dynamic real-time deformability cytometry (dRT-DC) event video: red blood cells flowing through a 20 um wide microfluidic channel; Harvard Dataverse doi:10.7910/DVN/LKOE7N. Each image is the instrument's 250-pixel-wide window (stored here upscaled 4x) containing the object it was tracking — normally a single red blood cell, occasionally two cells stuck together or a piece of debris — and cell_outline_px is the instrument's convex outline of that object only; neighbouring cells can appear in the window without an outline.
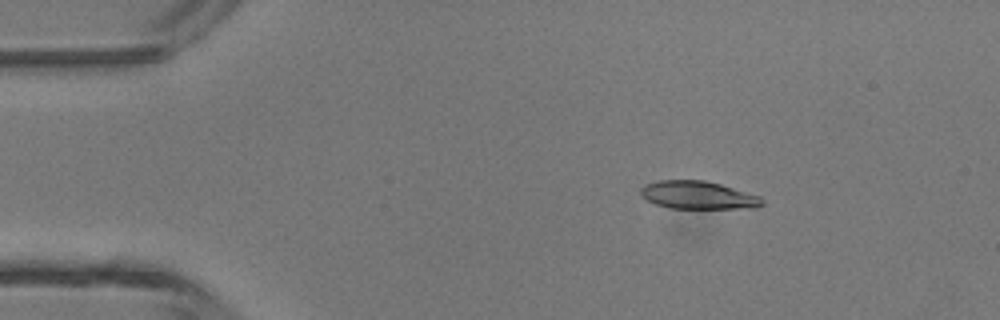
{"species": "common noctule bat (a hibernating species)", "species_latin": "Nyctalus noctula", "temperature_condition": "room temperature", "stored_images_in_passage": 6, "camera_frame_rate_fps": 3000, "um_per_image_px": 0.085, "animal": {"sex": "male", "body_mass_g": 13.3}, "frame": {"image": 1, "passage_image": 3, "time_ms": 0.667, "image_size_px": [1000, 320], "cell_outline_px": [[764, 204], [756, 208], [672, 208], [656, 204], [648, 200], [640, 192], [640, 188], [644, 184], [660, 180], [704, 180], [720, 184], [760, 196], [764, 200]], "centroid_in_image_um": [59.36, 16.58], "position_along_channel_um": 25.6, "area_um2": 19.65}}
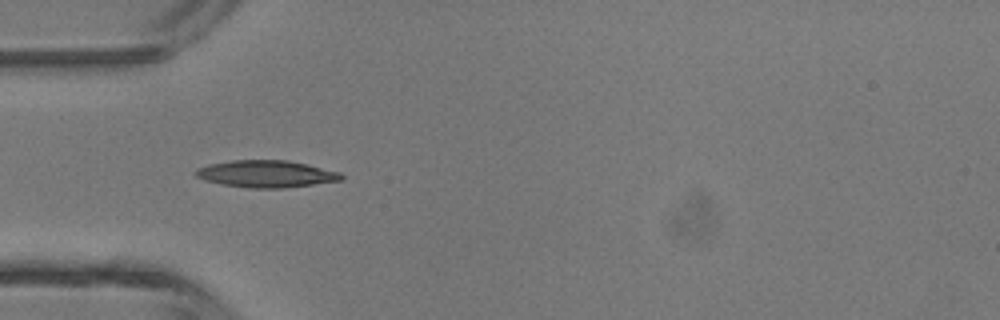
{"frame": {"image": 2, "passage_image": 5, "time_ms": 1.333, "image_size_px": [1000, 320], "cell_outline_px": [[344, 180], [284, 188], [248, 188], [220, 184], [204, 180], [196, 176], [192, 172], [196, 168], [208, 164], [232, 160], [288, 160], [308, 164], [340, 172], [344, 176]], "centroid_in_image_um": [22.61, 14.78], "position_along_channel_um": 62.4, "area_um2": 23.24}}
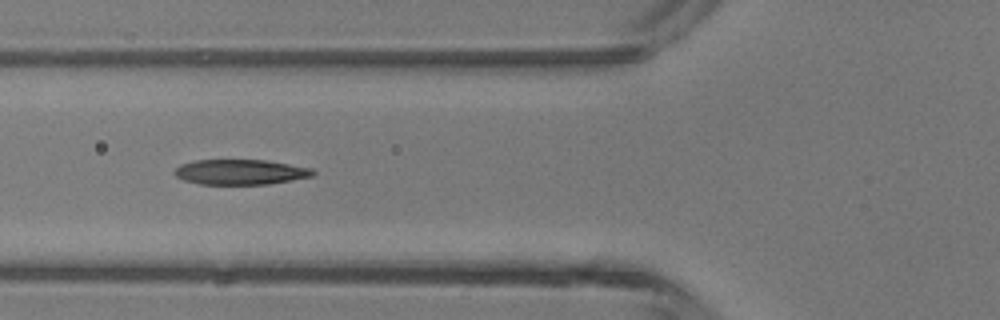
{"frame": {"image": 3, "passage_image": 6, "time_ms": 1.667, "image_size_px": [1000, 320], "cell_outline_px": [[316, 172], [312, 176], [292, 180], [268, 184], [200, 184], [184, 180], [176, 176], [172, 172], [180, 164], [196, 160], [264, 160], [312, 168]], "centroid_in_image_um": [20.42, 14.62], "position_along_channel_um": 105.4, "area_um2": 20.23}}